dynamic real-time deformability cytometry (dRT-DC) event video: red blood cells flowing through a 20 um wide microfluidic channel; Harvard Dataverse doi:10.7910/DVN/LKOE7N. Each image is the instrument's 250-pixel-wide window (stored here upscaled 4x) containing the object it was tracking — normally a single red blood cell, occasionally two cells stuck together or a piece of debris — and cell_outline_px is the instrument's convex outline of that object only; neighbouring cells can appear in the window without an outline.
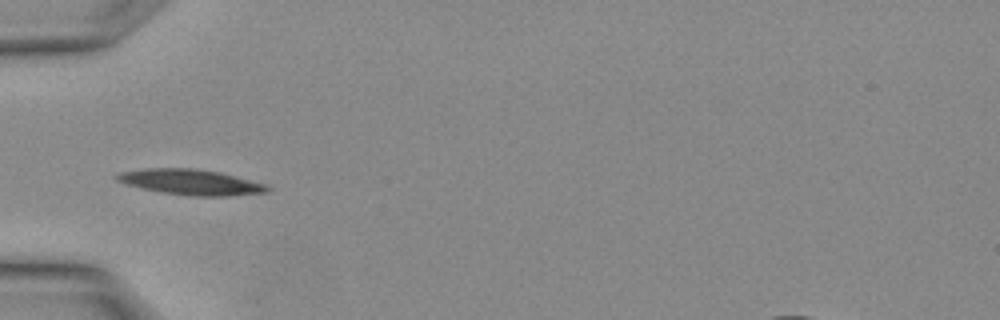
{"species": "Egyptian fruit bat (a non-hibernating species)", "species_latin": "Rousettus aegyptiacus", "temperature_condition": "warm", "stored_images_in_passage": 14, "camera_frame_rate_fps": 3000, "um_per_image_px": 0.085, "animal": {"sex": "female"}, "frame": {"image": 1, "passage_image": 7, "time_ms": 2.0, "image_size_px": [1000, 320], "cell_outline_px": [[272, 188], [268, 192], [224, 196], [192, 196], [164, 192], [144, 188], [128, 184], [116, 180], [112, 176], [120, 172], [144, 168], [196, 168], [220, 172], [268, 184]], "centroid_in_image_um": [16.26, 15.46], "position_along_channel_um": 68.7, "area_um2": 22.37}}
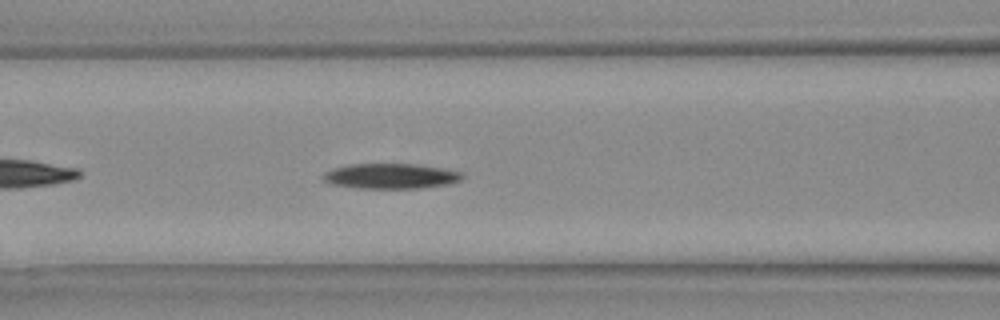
{"frame": {"image": 2, "passage_image": 10, "time_ms": 3.0, "image_size_px": [1000, 320], "cell_outline_px": [[464, 176], [460, 180], [444, 184], [420, 188], [356, 188], [332, 184], [324, 180], [324, 172], [332, 168], [348, 164], [412, 164], [440, 168], [460, 172]], "centroid_in_image_um": [33.15, 14.96], "position_along_channel_um": 133.5, "area_um2": 20.11}}